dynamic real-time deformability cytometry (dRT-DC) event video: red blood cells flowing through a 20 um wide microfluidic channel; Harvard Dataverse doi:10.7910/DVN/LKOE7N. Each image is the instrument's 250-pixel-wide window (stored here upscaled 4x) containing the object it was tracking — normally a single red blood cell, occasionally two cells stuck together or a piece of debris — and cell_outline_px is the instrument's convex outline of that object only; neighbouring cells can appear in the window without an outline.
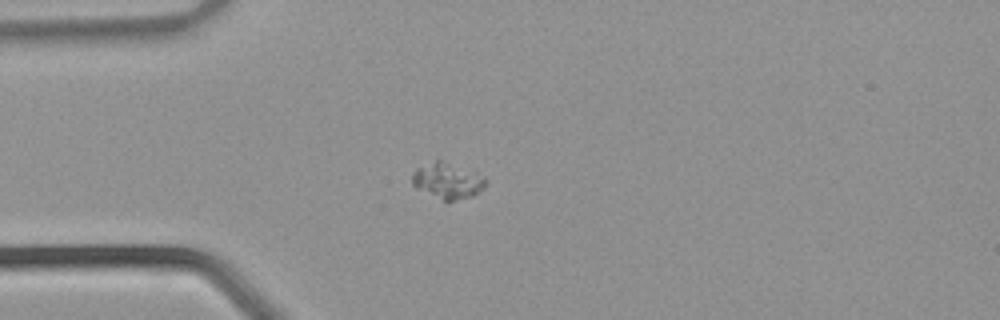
{"species": "common noctule bat (a hibernating species)", "species_latin": "Nyctalus noctula", "temperature_condition": "warm", "stored_images_in_passage": 28, "camera_frame_rate_fps": 3000, "um_per_image_px": 0.085, "animal": {"sex": "male", "body_mass_g": 21.5, "forearm_length_mm": 52.0}, "frame": {"image": 1, "passage_image": 1, "time_ms": 0.0, "image_size_px": [1000, 320], "cell_outline_px": [[488, 180], [484, 188], [472, 196], [448, 204], [416, 188], [412, 184], [412, 172], [416, 168], [436, 160], [444, 160], [476, 172], [484, 176]], "centroid_in_image_um": [38.05, 15.39], "position_along_channel_um": 46.9, "area_um2": 15.9}}
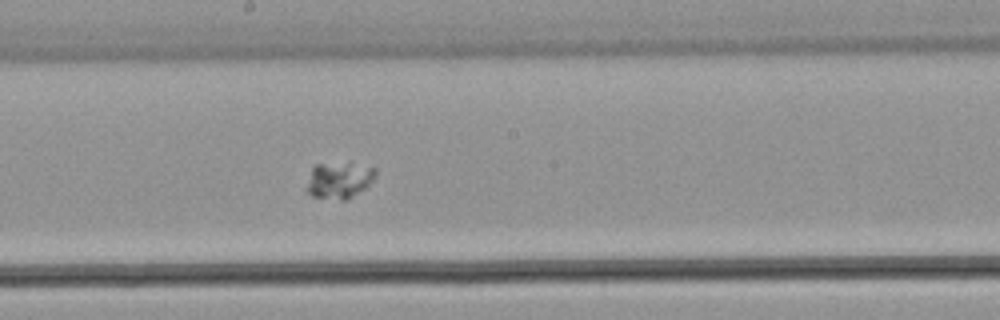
{"frame": {"image": 2, "passage_image": 11, "time_ms": 3.333, "image_size_px": [1000, 320], "cell_outline_px": [[376, 176], [364, 188], [348, 200], [344, 200], [312, 196], [308, 192], [308, 184], [312, 168], [316, 164], [348, 164], [376, 168]], "centroid_in_image_um": [28.83, 15.34], "position_along_channel_um": 219.4, "area_um2": 13.99}}
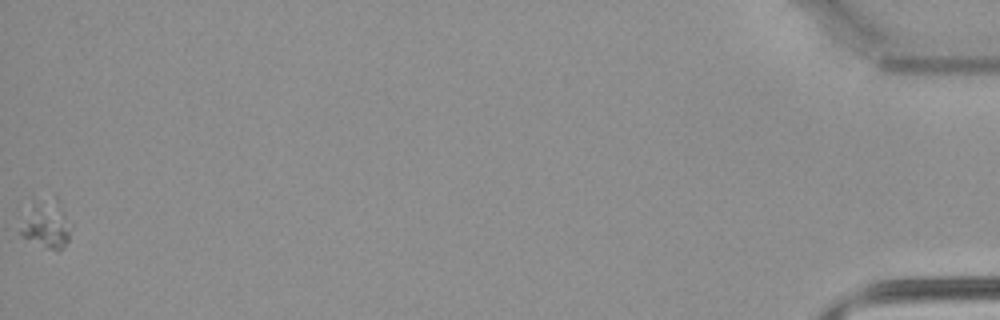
{"frame": {"image": 3, "passage_image": 28, "time_ms": 9.0, "image_size_px": [1000, 320], "cell_outline_px": [[72, 224], [68, 240], [60, 248], [48, 248], [20, 236], [20, 228], [32, 200], [36, 200], [64, 216]], "centroid_in_image_um": [3.85, 19.23], "position_along_channel_um": 431.3, "area_um2": 12.14}}